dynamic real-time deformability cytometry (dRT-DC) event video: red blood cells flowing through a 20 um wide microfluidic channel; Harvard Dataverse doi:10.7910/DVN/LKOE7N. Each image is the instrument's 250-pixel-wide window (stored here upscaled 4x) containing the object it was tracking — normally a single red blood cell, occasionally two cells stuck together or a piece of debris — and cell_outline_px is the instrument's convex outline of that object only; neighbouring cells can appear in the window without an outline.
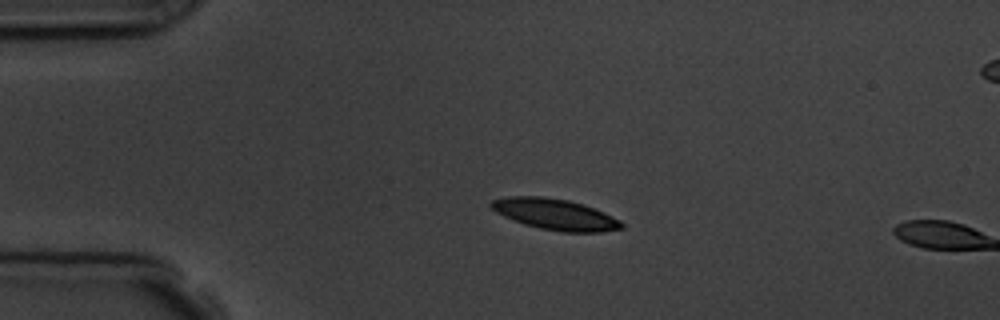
{"species": "common noctule bat (a hibernating species)", "species_latin": "Nyctalus noctula", "temperature_condition": "room temperature", "stored_images_in_passage": 2, "camera_frame_rate_fps": 3000, "um_per_image_px": 0.085, "animal": {"sex": "male", "body_mass_g": 19.5, "forearm_length_mm": 54.6}, "frame": {"image": 1, "passage_image": 1, "time_ms": 0.0, "image_size_px": [1000, 320], "cell_outline_px": [[624, 228], [600, 232], [564, 232], [540, 228], [524, 224], [512, 220], [496, 212], [488, 204], [492, 200], [508, 196], [544, 196], [568, 200], [584, 204], [604, 212], [620, 220], [624, 224]], "centroid_in_image_um": [47.19, 18.21], "position_along_channel_um": 37.8, "area_um2": 23.64}}